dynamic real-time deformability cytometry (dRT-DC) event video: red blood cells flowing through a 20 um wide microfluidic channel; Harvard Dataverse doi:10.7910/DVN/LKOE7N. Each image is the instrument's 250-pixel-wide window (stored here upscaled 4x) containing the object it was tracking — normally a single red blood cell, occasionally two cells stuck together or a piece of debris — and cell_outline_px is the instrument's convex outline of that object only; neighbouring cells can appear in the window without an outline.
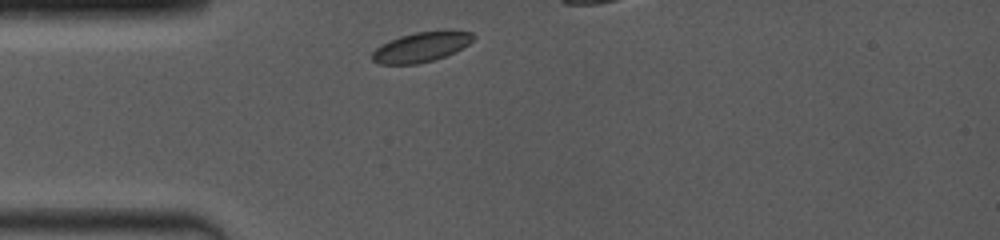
{"species": "common noctule bat (a hibernating species)", "species_latin": "Nyctalus noctula", "temperature_condition": "room temperature", "stored_images_in_passage": 28, "camera_frame_rate_fps": 4000, "um_per_image_px": 0.085, "animal": {"sex": "female", "body_mass_g": 19.0, "forearm_length_mm": 53.3}, "frame": {"image": 1, "passage_image": 1, "time_ms": 0.0, "image_size_px": [1000, 240], "cell_outline_px": [[476, 36], [468, 44], [444, 56], [432, 60], [416, 64], [380, 64], [372, 60], [372, 52], [376, 48], [400, 36], [416, 32], [472, 32]], "centroid_in_image_um": [35.75, 4.02], "position_along_channel_um": 49.2, "area_um2": 16.82}}
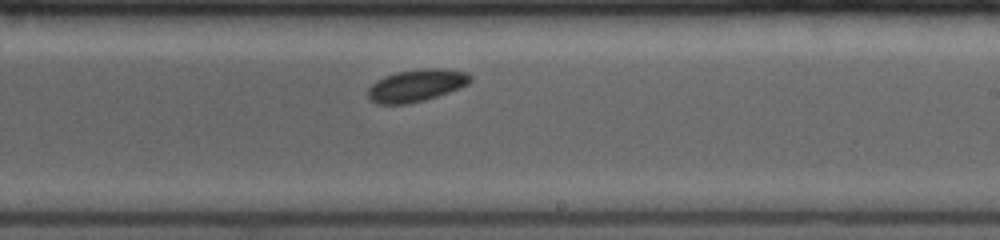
{"frame": {"image": 2, "passage_image": 16, "time_ms": 5.5, "image_size_px": [1000, 240], "cell_outline_px": [[472, 80], [468, 84], [460, 88], [424, 100], [404, 104], [376, 104], [368, 96], [368, 88], [376, 80], [384, 76], [396, 72], [424, 68], [444, 68], [468, 72], [472, 76]], "centroid_in_image_um": [35.41, 7.24], "position_along_channel_um": 253.6, "area_um2": 19.31}}
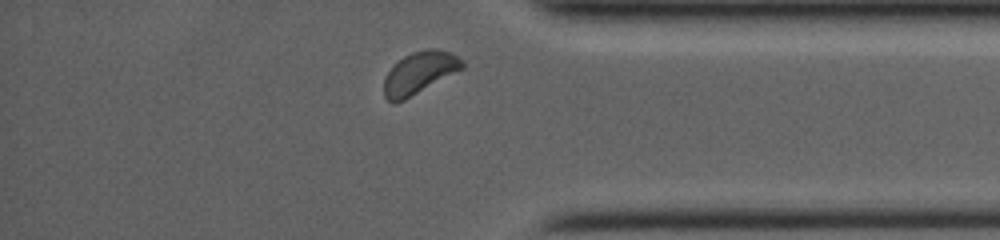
{"frame": {"image": 3, "passage_image": 27, "time_ms": 9.25, "image_size_px": [1000, 240], "cell_outline_px": [[464, 68], [404, 100], [396, 104], [392, 104], [384, 96], [384, 80], [388, 72], [404, 56], [412, 52], [428, 48], [436, 48], [448, 52], [464, 60]], "centroid_in_image_um": [35.65, 6.2], "position_along_channel_um": 399.5, "area_um2": 19.02}}